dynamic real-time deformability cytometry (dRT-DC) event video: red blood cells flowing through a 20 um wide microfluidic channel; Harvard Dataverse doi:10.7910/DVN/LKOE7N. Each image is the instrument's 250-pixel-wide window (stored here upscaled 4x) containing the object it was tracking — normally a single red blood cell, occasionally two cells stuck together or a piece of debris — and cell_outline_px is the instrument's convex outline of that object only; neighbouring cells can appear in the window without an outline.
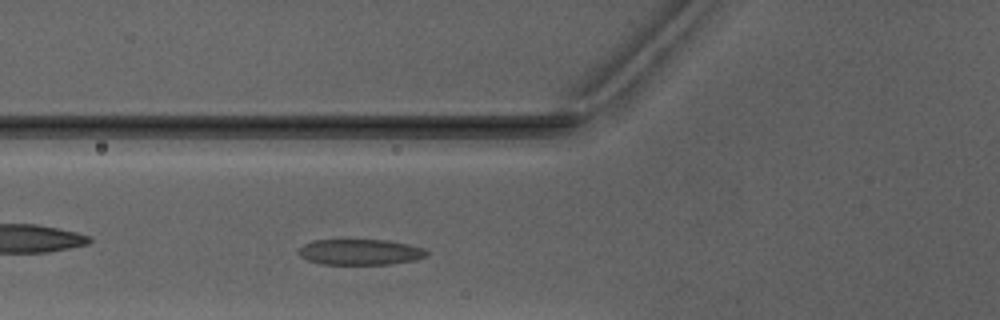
{"species": "Egyptian fruit bat (a non-hibernating species)", "species_latin": "Rousettus aegyptiacus", "temperature_condition": "warm", "stored_images_in_passage": 6, "camera_frame_rate_fps": 3000, "um_per_image_px": 0.085, "animal": {"sex": "male"}, "frame": {"image": 1, "passage_image": 6, "time_ms": 7.333, "image_size_px": [1000, 320], "cell_outline_px": [[428, 256], [416, 260], [388, 264], [320, 264], [308, 260], [300, 256], [296, 252], [304, 244], [312, 240], [388, 240], [408, 244], [424, 248], [428, 252]], "centroid_in_image_um": [30.62, 21.42], "position_along_channel_um": 95.2, "area_um2": 19.31}}